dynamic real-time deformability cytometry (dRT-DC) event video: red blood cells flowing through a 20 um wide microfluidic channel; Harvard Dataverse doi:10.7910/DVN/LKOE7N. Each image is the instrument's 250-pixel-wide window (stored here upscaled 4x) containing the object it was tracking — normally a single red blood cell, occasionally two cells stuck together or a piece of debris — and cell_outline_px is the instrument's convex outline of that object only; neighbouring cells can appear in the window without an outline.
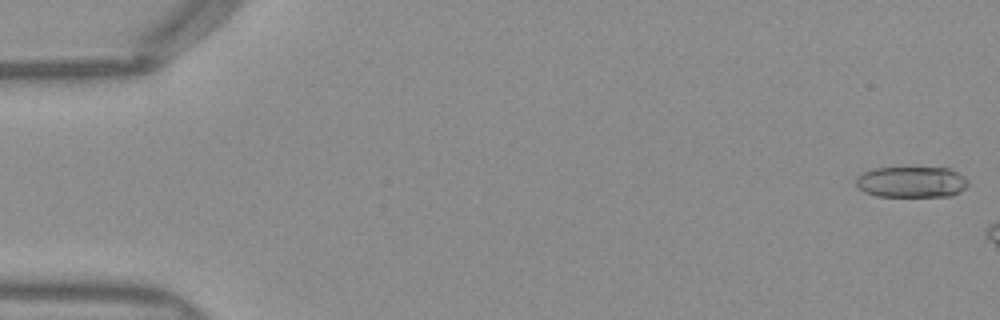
{"species": "Egyptian fruit bat (a non-hibernating species)", "species_latin": "Rousettus aegyptiacus", "temperature_condition": "warm", "stored_images_in_passage": 9, "camera_frame_rate_fps": 3000, "um_per_image_px": 0.085, "frame": {"image": 1, "passage_image": 1, "time_ms": 0.0, "image_size_px": [1000, 320], "cell_outline_px": [[968, 184], [960, 192], [952, 196], [876, 196], [864, 192], [856, 188], [856, 176], [872, 168], [948, 168], [964, 176], [968, 180]], "centroid_in_image_um": [77.45, 15.47], "position_along_channel_um": 7.6, "area_um2": 20.35}}